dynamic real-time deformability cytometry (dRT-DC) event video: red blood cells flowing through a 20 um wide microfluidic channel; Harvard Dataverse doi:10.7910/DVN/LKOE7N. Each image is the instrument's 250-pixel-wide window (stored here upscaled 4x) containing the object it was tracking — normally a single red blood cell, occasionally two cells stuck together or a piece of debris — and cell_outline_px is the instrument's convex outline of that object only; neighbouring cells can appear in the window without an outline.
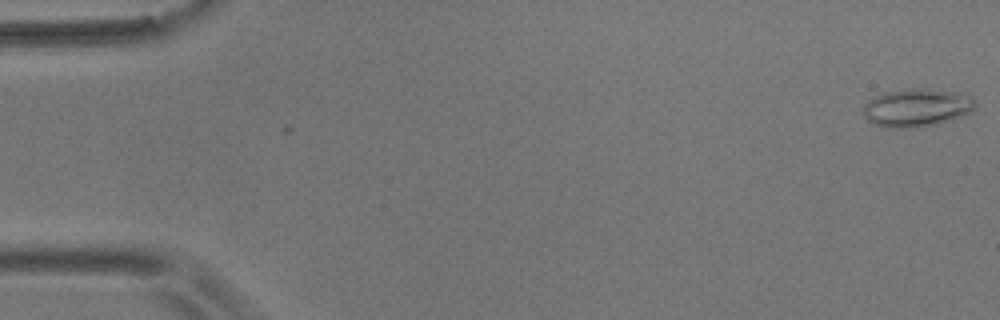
{"species": "common noctule bat (a hibernating species)", "species_latin": "Nyctalus noctula", "temperature_condition": "room temperature", "stored_images_in_passage": 3, "camera_frame_rate_fps": 3000, "um_per_image_px": 0.085, "animal": {"sex": "male", "body_mass_g": 17.9}, "frame": {"image": 1, "passage_image": 1, "time_ms": 0.0, "image_size_px": [1000, 320], "cell_outline_px": [[976, 108], [972, 112], [936, 124], [916, 128], [884, 128], [868, 120], [864, 116], [864, 104], [868, 100], [884, 92], [912, 88], [928, 88], [956, 92], [972, 96], [976, 104]], "centroid_in_image_um": [77.94, 9.15], "position_along_channel_um": 7.1, "area_um2": 25.03}}